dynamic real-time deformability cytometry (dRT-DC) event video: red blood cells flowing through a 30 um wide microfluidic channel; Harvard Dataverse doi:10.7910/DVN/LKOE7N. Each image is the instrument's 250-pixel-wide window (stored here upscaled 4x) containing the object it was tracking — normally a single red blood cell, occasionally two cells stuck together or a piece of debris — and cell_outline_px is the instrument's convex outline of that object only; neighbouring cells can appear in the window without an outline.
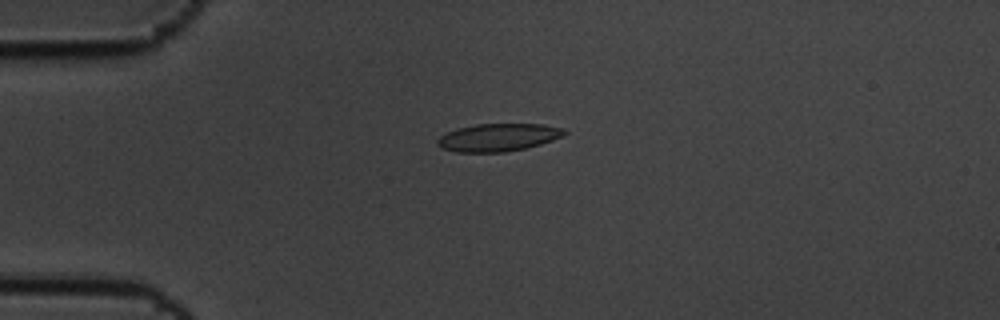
{"species": "common noctule bat (a hibernating species)", "species_latin": "Nyctalus noctula", "temperature_condition": "cold", "stored_images_in_passage": 59, "camera_frame_rate_fps": 3000, "um_per_image_px": 0.085, "animal": {"sex": "male", "body_mass_g": 19.5, "forearm_length_mm": 54.6}, "frame": {"image": 1, "passage_image": 15, "time_ms": 4.667, "image_size_px": [1000, 320], "cell_outline_px": [[568, 132], [564, 136], [540, 144], [524, 148], [504, 152], [456, 152], [440, 148], [436, 144], [436, 140], [440, 136], [456, 128], [476, 124], [544, 124], [564, 128]], "centroid_in_image_um": [42.34, 11.67], "position_along_channel_um": 42.7, "area_um2": 20.63}}
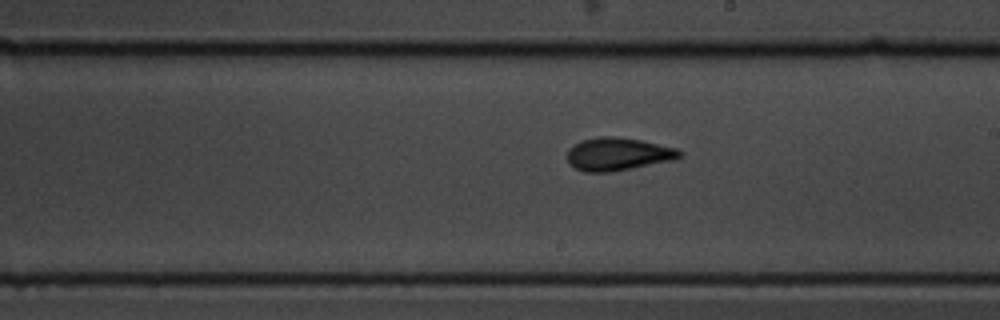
{"frame": {"image": 2, "passage_image": 34, "time_ms": 11.0, "image_size_px": [1000, 320], "cell_outline_px": [[684, 156], [676, 160], [612, 172], [584, 172], [568, 164], [568, 152], [576, 144], [584, 140], [600, 136], [616, 136], [640, 140], [676, 148], [684, 152]], "centroid_in_image_um": [52.6, 13.11], "position_along_channel_um": 236.4, "area_um2": 21.62}}
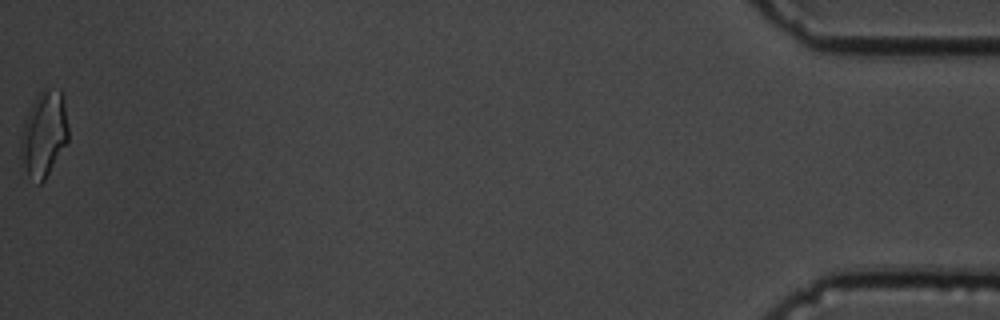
{"frame": {"image": 3, "passage_image": 59, "time_ms": 19.333, "image_size_px": [1000, 320], "cell_outline_px": [[68, 140], [44, 180], [40, 184], [28, 176], [20, 156], [20, 140], [24, 124], [28, 112], [32, 104], [40, 92], [44, 88], [60, 88], [64, 100], [68, 124]], "centroid_in_image_um": [3.74, 11.36], "position_along_channel_um": 431.5, "area_um2": 23.47}, "authors_computed_cell_mechanics": {"area_um2": 20.3456, "velocity_mm_per_s": 3.4622, "shape_relaxation_time_tau1_ms": 4.073, "shape_relaxation_time_tau2_ms": 1.8345, "deformation_change_tau1": 0.1671, "deformation_change_tau2": 0.0966}}